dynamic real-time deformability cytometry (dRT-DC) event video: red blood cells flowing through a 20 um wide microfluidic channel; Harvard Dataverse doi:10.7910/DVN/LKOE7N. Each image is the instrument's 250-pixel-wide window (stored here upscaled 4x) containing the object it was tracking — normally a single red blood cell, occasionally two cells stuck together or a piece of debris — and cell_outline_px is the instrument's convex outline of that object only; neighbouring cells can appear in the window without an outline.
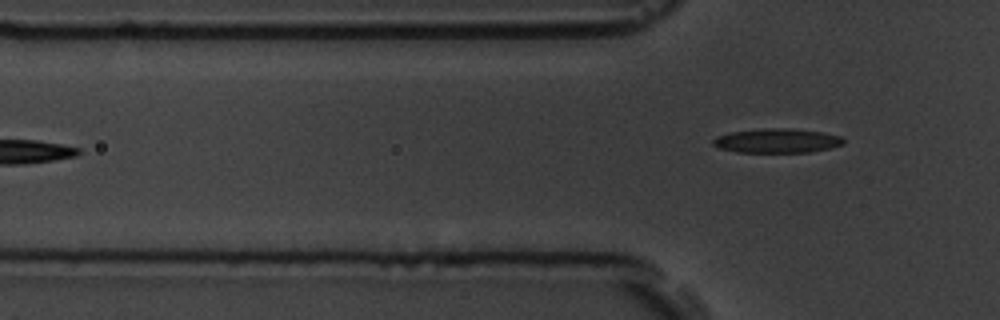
{"species": "common noctule bat (a hibernating species)", "species_latin": "Nyctalus noctula", "temperature_condition": "room temperature", "stored_images_in_passage": 6, "camera_frame_rate_fps": 3000, "um_per_image_px": 0.085, "animal": {"sex": "male", "body_mass_g": 19.5, "forearm_length_mm": 54.6}, "frame": {"image": 1, "passage_image": 6, "time_ms": 6.0, "image_size_px": [1000, 320], "cell_outline_px": [[844, 144], [828, 148], [808, 152], [736, 152], [720, 148], [712, 144], [712, 140], [716, 136], [732, 132], [760, 128], [792, 128], [820, 132], [840, 136], [844, 140]], "centroid_in_image_um": [66.01, 11.95], "position_along_channel_um": 59.8, "area_um2": 18.38}}